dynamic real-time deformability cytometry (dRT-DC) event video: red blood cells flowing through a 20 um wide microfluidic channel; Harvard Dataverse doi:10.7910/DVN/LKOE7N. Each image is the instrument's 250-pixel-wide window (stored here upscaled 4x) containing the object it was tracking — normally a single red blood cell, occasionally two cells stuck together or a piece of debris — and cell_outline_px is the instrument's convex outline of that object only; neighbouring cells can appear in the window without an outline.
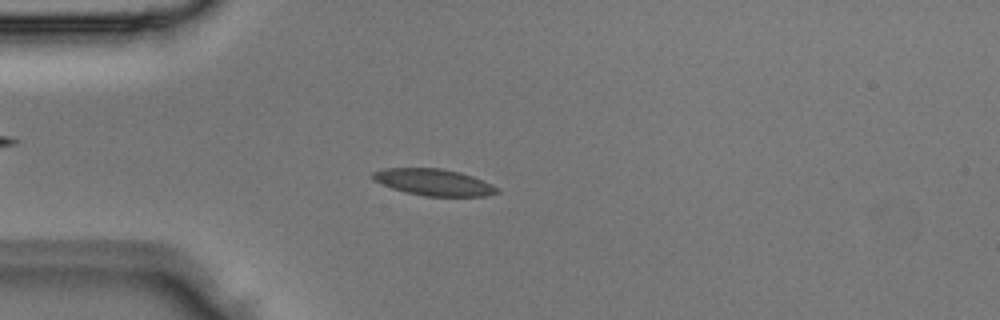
{"species": "Egyptian fruit bat (a non-hibernating species)", "species_latin": "Rousettus aegyptiacus", "temperature_condition": "room temperature", "stored_images_in_passage": 2, "camera_frame_rate_fps": 3000, "um_per_image_px": 0.085, "animal": {"sex": "male"}, "frame": {"image": 1, "passage_image": 2, "time_ms": 0.333, "image_size_px": [1000, 320], "cell_outline_px": [[500, 192], [484, 196], [424, 196], [404, 192], [380, 184], [372, 180], [372, 172], [384, 168], [440, 168], [460, 172], [472, 176], [492, 184], [500, 188]], "centroid_in_image_um": [36.85, 15.49], "position_along_channel_um": 48.2, "area_um2": 19.42}}